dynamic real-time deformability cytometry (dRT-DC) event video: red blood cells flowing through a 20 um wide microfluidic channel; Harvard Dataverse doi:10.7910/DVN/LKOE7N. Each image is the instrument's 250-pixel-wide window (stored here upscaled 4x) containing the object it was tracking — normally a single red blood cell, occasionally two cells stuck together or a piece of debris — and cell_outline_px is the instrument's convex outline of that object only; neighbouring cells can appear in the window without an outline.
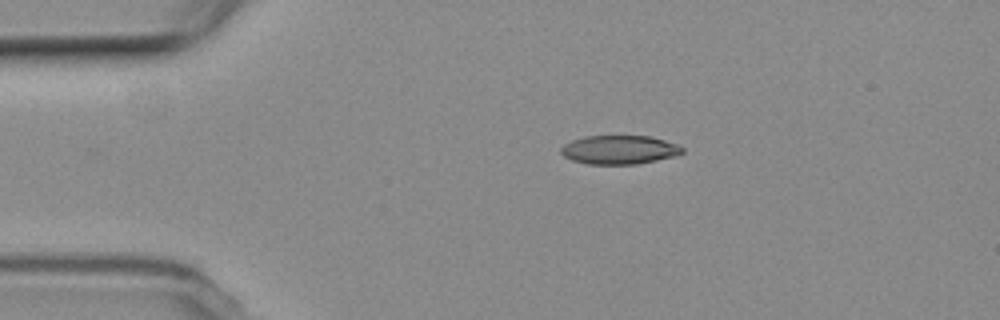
{"species": "common noctule bat (a hibernating species)", "species_latin": "Nyctalus noctula", "temperature_condition": "room temperature", "stored_images_in_passage": 6, "camera_frame_rate_fps": 3000, "um_per_image_px": 0.085, "animal": {"sex": "female", "body_mass_g": 19.3, "forearm_length_mm": 54.1}, "frame": {"image": 1, "passage_image": 1, "time_ms": 0.0, "image_size_px": [1000, 320], "cell_outline_px": [[684, 152], [676, 156], [636, 164], [588, 164], [572, 160], [564, 156], [560, 152], [560, 148], [564, 144], [572, 140], [584, 136], [652, 136], [676, 144], [684, 148]], "centroid_in_image_um": [52.64, 12.73], "position_along_channel_um": 32.4, "area_um2": 20.4}}
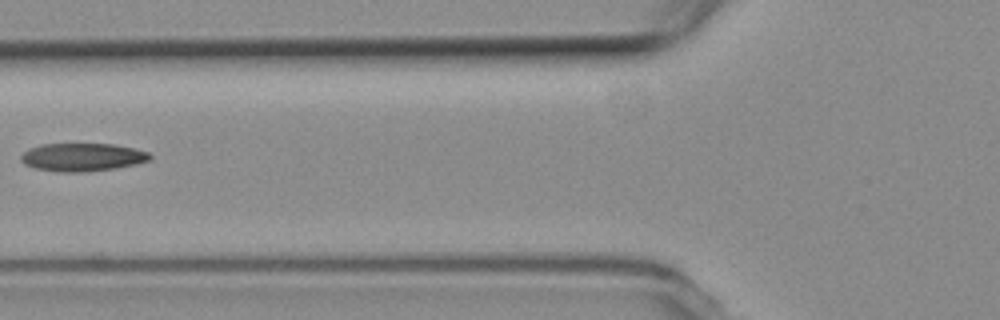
{"frame": {"image": 2, "passage_image": 4, "time_ms": 3.667, "image_size_px": [1000, 320], "cell_outline_px": [[152, 160], [136, 164], [116, 168], [88, 172], [60, 172], [36, 168], [24, 164], [20, 160], [20, 156], [28, 148], [40, 144], [112, 144], [132, 148], [148, 152], [152, 156]], "centroid_in_image_um": [6.99, 13.36], "position_along_channel_um": 118.8, "area_um2": 21.21}}
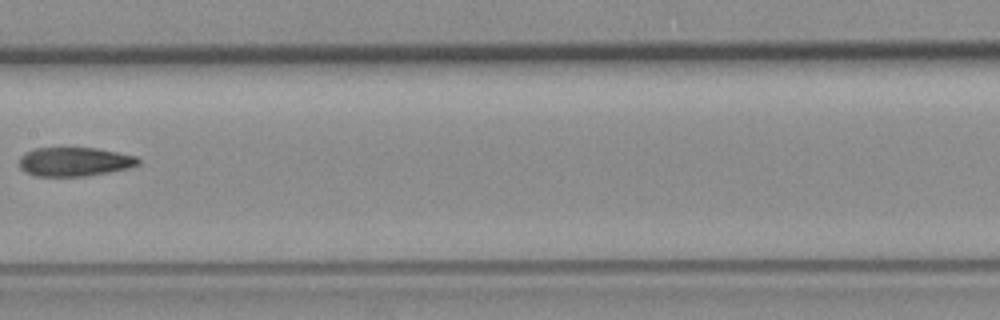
{"frame": {"image": 3, "passage_image": 6, "time_ms": 6.0, "image_size_px": [1000, 320], "cell_outline_px": [[140, 164], [132, 168], [88, 176], [36, 176], [20, 168], [20, 156], [24, 152], [36, 148], [96, 148], [136, 156], [140, 160]], "centroid_in_image_um": [6.37, 13.75], "position_along_channel_um": 201.0, "area_um2": 20.17}}